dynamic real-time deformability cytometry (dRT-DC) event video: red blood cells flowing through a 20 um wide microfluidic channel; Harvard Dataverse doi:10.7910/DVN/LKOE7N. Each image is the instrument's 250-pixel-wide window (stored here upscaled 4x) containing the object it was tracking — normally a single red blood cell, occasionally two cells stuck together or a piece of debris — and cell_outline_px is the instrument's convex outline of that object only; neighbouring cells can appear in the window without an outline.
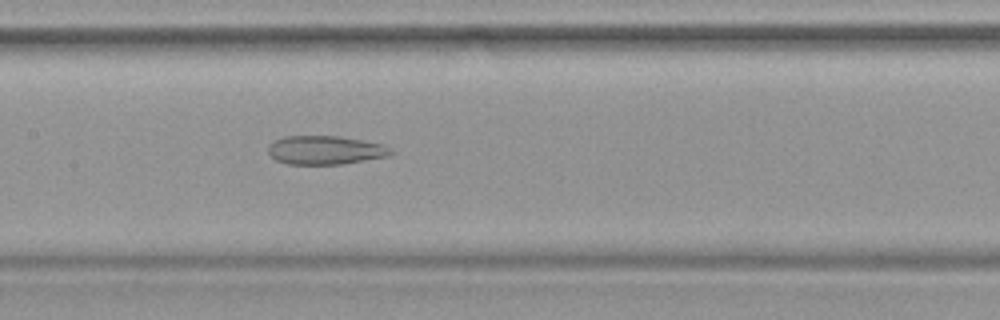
{"species": "common noctule bat (a hibernating species)", "species_latin": "Nyctalus noctula", "temperature_condition": "warm", "stored_images_in_passage": 47, "camera_frame_rate_fps": 3000, "um_per_image_px": 0.085, "animal": {"sex": "female", "body_mass_g": 19.9}, "frame": {"image": 1, "passage_image": 23, "time_ms": 7.333, "image_size_px": [1000, 320], "cell_outline_px": [[396, 152], [388, 156], [340, 164], [288, 164], [276, 160], [268, 152], [268, 144], [272, 140], [284, 136], [340, 136], [380, 144]], "centroid_in_image_um": [27.59, 12.75], "position_along_channel_um": 179.8, "area_um2": 20.4}}
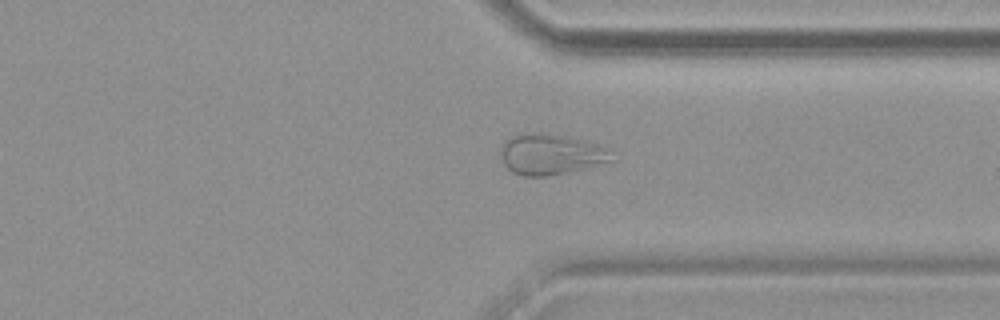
{"frame": {"image": 2, "passage_image": 36, "time_ms": 11.667, "image_size_px": [1000, 320], "cell_outline_px": [[612, 160], [584, 168], [568, 172], [544, 176], [524, 176], [512, 172], [504, 164], [504, 140], [512, 136], [536, 132], [540, 132], [588, 140], [600, 144], [608, 148]], "centroid_in_image_um": [46.85, 13.1], "position_along_channel_um": 364.5, "area_um2": 25.84}}
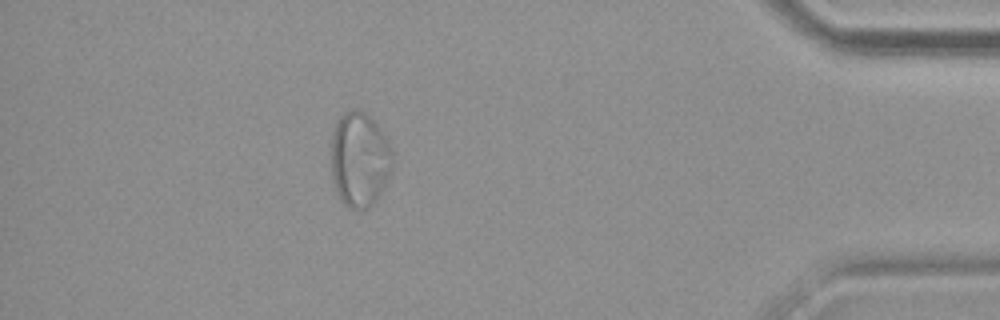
{"frame": {"image": 3, "passage_image": 42, "time_ms": 13.667, "image_size_px": [1000, 320], "cell_outline_px": [[392, 168], [376, 200], [368, 208], [348, 208], [340, 200], [336, 192], [332, 180], [332, 132], [336, 120], [344, 112], [352, 108], [360, 108], [376, 124], [388, 140], [392, 152]], "centroid_in_image_um": [30.54, 13.53], "position_along_channel_um": 404.7, "area_um2": 33.93}}